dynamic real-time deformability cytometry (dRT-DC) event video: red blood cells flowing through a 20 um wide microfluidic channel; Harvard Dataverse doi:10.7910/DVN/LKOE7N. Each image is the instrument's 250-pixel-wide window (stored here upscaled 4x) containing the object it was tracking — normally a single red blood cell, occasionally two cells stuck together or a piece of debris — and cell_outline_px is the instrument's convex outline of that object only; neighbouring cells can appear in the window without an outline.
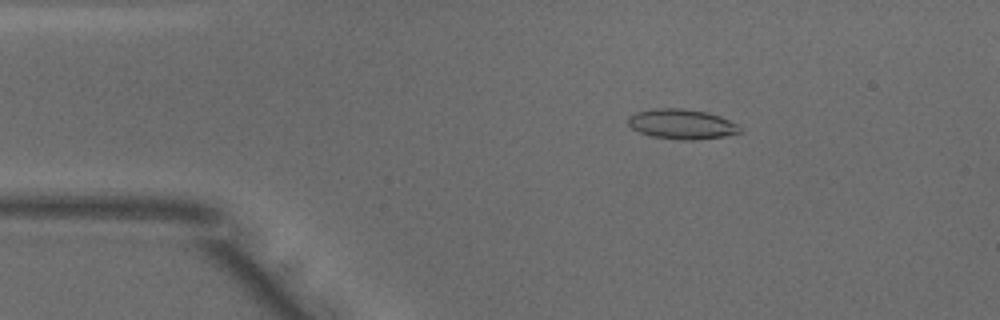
{"species": "common noctule bat (a hibernating species)", "species_latin": "Nyctalus noctula", "temperature_condition": "warm", "stored_images_in_passage": 49, "camera_frame_rate_fps": 3000, "um_per_image_px": 0.085, "animal": {"sex": "male", "body_mass_g": 18.8}, "frame": {"image": 1, "passage_image": 8, "time_ms": 2.333, "image_size_px": [1000, 320], "cell_outline_px": [[740, 132], [724, 136], [696, 140], [684, 140], [652, 136], [640, 132], [632, 128], [628, 124], [628, 116], [636, 112], [652, 108], [684, 108], [708, 112], [720, 116], [736, 124], [740, 128]], "centroid_in_image_um": [57.92, 10.53], "position_along_channel_um": 27.1, "area_um2": 19.48}}
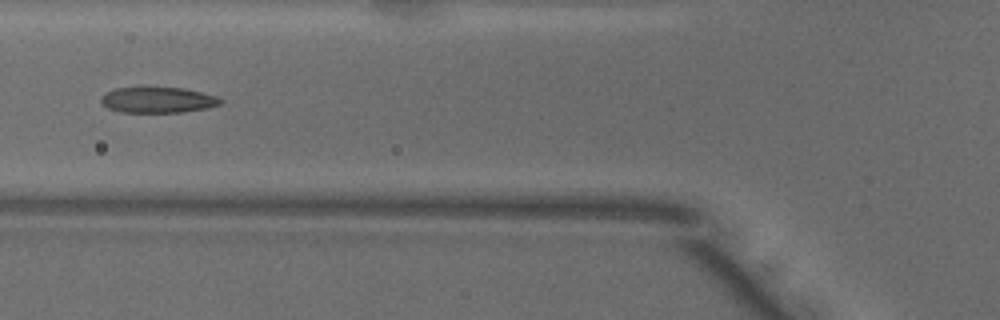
{"frame": {"image": 2, "passage_image": 18, "time_ms": 5.667, "image_size_px": [1000, 320], "cell_outline_px": [[224, 100], [220, 104], [208, 108], [180, 112], [120, 112], [108, 108], [100, 100], [100, 96], [104, 92], [112, 88], [184, 88], [220, 96]], "centroid_in_image_um": [13.43, 8.49], "position_along_channel_um": 112.4, "area_um2": 18.03}}
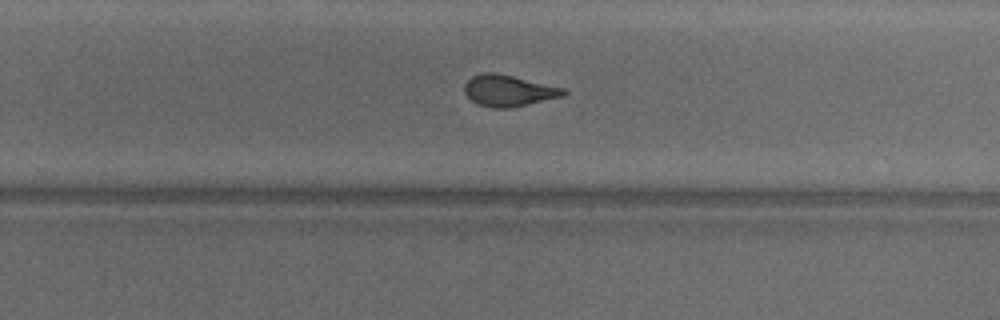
{"frame": {"image": 3, "passage_image": 31, "time_ms": 10.0, "image_size_px": [1000, 320], "cell_outline_px": [[568, 92], [564, 96], [508, 108], [492, 108], [480, 104], [472, 100], [464, 92], [464, 84], [472, 76], [484, 72], [496, 72], [564, 88]], "centroid_in_image_um": [43.22, 7.69], "position_along_channel_um": 286.6, "area_um2": 17.92}, "authors_computed_cell_mechanics": {"area_um2": 18.6116, "velocity_mm_per_s": 4.0231, "shape_relaxation_time_tau1_ms": 6.9109, "shape_relaxation_time_tau2_ms": 1.3778, "deformation_change_tau1": 0.212, "deformation_change_tau2": 0.0961}}